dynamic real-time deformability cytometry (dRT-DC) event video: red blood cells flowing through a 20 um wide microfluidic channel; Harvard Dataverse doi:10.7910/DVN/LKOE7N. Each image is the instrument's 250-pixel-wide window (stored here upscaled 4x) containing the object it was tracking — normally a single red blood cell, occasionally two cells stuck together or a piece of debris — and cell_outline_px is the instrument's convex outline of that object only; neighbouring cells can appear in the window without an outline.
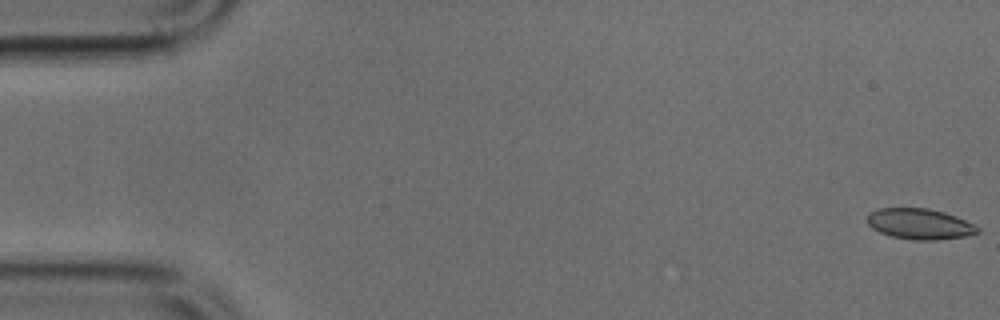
{"species": "common noctule bat (a hibernating species)", "species_latin": "Nyctalus noctula", "temperature_condition": "cold", "stored_images_in_passage": 49, "camera_frame_rate_fps": 3000, "um_per_image_px": 0.085, "animal": {"sex": "male", "body_mass_g": 17.9, "forearm_length_mm": 54.2}, "frame": {"image": 1, "passage_image": 1, "time_ms": 0.0, "image_size_px": [1000, 320], "cell_outline_px": [[980, 232], [964, 236], [936, 240], [916, 240], [892, 236], [880, 232], [872, 228], [868, 224], [868, 216], [872, 212], [880, 208], [928, 208], [944, 212], [956, 216], [980, 228]], "centroid_in_image_um": [78.19, 19.03], "position_along_channel_um": 6.8, "area_um2": 19.48}}
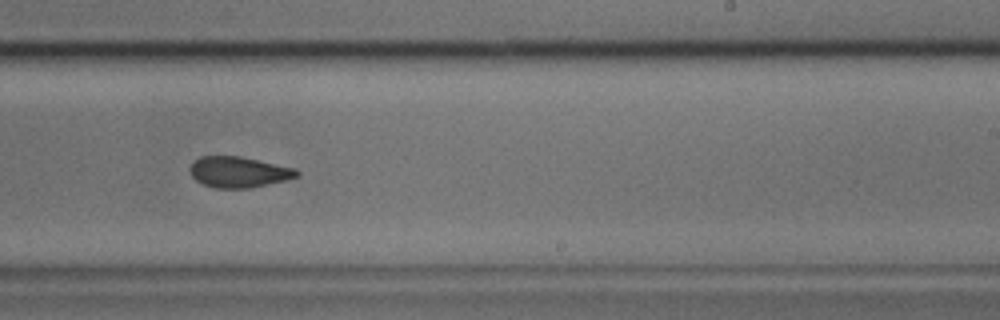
{"frame": {"image": 2, "passage_image": 30, "time_ms": 9.667, "image_size_px": [1000, 320], "cell_outline_px": [[300, 176], [252, 188], [216, 188], [204, 184], [196, 180], [192, 176], [192, 164], [200, 156], [240, 156], [296, 168], [300, 172]], "centroid_in_image_um": [20.34, 14.62], "position_along_channel_um": 268.7, "area_um2": 19.02}}
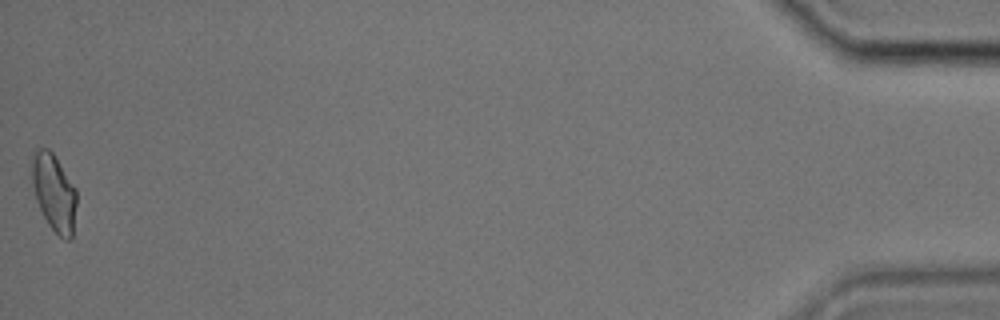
{"frame": {"image": 3, "passage_image": 49, "time_ms": 16.0, "image_size_px": [1000, 320], "cell_outline_px": [[76, 204], [72, 236], [68, 240], [64, 240], [48, 224], [36, 200], [32, 184], [32, 152], [36, 148], [48, 148], [52, 152], [76, 188]], "centroid_in_image_um": [4.58, 16.34], "position_along_channel_um": 430.6, "area_um2": 19.94}}